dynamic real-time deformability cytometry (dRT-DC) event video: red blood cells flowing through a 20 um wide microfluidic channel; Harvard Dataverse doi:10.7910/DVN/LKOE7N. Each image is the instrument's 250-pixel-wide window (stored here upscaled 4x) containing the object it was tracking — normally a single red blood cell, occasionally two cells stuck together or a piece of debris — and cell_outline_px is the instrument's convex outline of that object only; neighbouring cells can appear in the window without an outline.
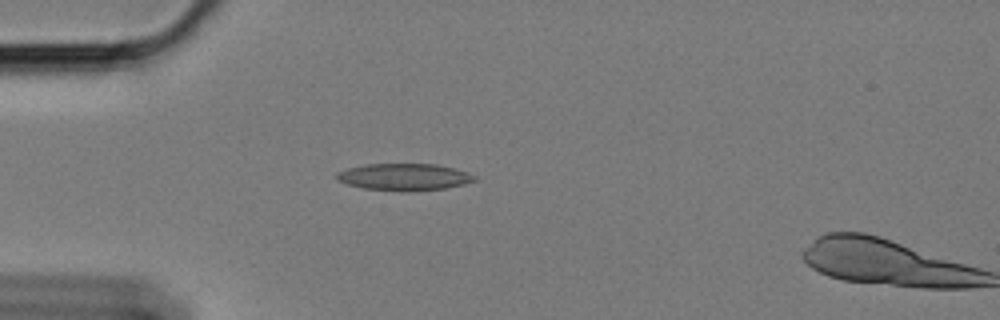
{"species": "Egyptian fruit bat (a non-hibernating species)", "species_latin": "Rousettus aegyptiacus", "temperature_condition": "cold", "stored_images_in_passage": 2, "camera_frame_rate_fps": 3000, "um_per_image_px": 0.085, "animal": {"sex": "female"}, "frame": {"image": 1, "passage_image": 1, "time_ms": 0.0, "image_size_px": [1000, 320], "cell_outline_px": [[476, 180], [464, 184], [444, 188], [400, 192], [364, 188], [348, 184], [336, 180], [336, 172], [348, 168], [368, 164], [436, 164], [468, 172], [476, 176]], "centroid_in_image_um": [34.34, 15.04], "position_along_channel_um": 50.7, "area_um2": 21.56}}